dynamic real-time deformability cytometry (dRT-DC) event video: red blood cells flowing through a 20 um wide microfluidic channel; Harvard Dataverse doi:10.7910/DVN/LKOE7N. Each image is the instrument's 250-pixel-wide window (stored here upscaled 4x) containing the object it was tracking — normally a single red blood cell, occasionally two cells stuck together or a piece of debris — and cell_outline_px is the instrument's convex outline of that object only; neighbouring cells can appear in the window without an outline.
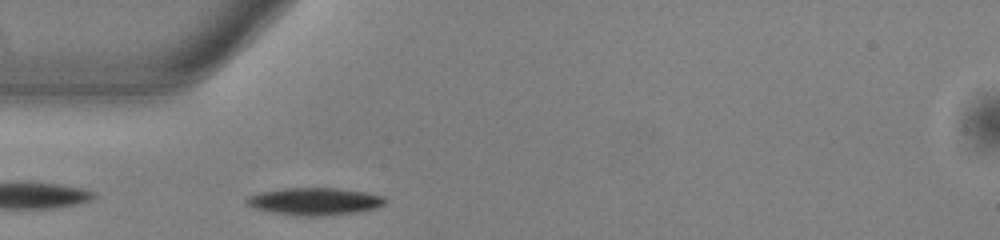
{"species": "common noctule bat (a hibernating species)", "species_latin": "Nyctalus noctula", "temperature_condition": "warm", "stored_images_in_passage": 37, "camera_frame_rate_fps": 3000, "um_per_image_px": 0.085, "animal": {"sex": "male", "body_mass_g": 13.0, "forearm_length_mm": 53.1}, "frame": {"image": 1, "passage_image": 2, "time_ms": 0.333, "image_size_px": [1000, 240], "cell_outline_px": [[388, 200], [384, 204], [376, 208], [356, 212], [324, 216], [308, 216], [272, 212], [252, 208], [244, 200], [248, 196], [260, 192], [284, 188], [336, 188], [364, 192], [384, 196]], "centroid_in_image_um": [26.75, 17.11], "position_along_channel_um": 58.3, "area_um2": 22.02}}
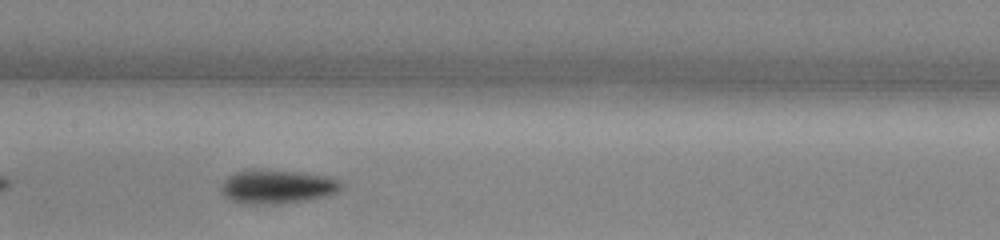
{"frame": {"image": 2, "passage_image": 12, "time_ms": 3.667, "image_size_px": [1000, 240], "cell_outline_px": [[344, 184], [336, 192], [324, 196], [304, 200], [272, 204], [256, 204], [228, 200], [220, 192], [220, 184], [228, 176], [236, 172], [256, 168], [260, 168], [296, 172], [324, 176], [336, 180]], "centroid_in_image_um": [23.46, 15.85], "position_along_channel_um": 183.9, "area_um2": 23.52}}
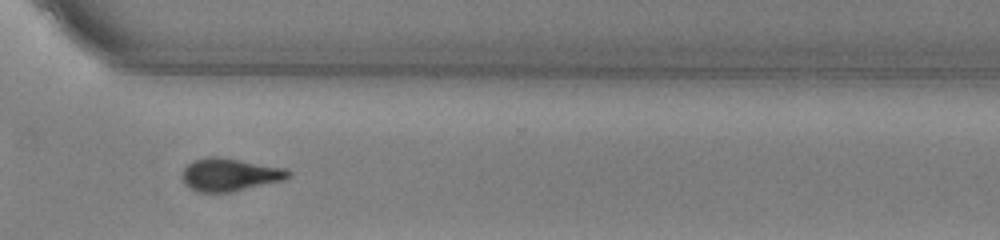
{"frame": {"image": 3, "passage_image": 25, "time_ms": 8.0, "image_size_px": [1000, 240], "cell_outline_px": [[292, 176], [284, 180], [232, 192], [196, 192], [188, 188], [184, 184], [184, 168], [192, 160], [208, 156], [220, 156], [288, 168], [292, 172]], "centroid_in_image_um": [19.57, 14.83], "position_along_channel_um": 351.0, "area_um2": 20.69}, "authors_computed_cell_mechanics": {"area_um2": 21.3282, "velocity_mm_per_s": 3.8625, "shape_relaxation_time_tau1_ms": 2.2389, "shape_relaxation_time_tau2_ms": null, "deformation_change_tau1": 0.125, "deformation_change_tau2": null}}